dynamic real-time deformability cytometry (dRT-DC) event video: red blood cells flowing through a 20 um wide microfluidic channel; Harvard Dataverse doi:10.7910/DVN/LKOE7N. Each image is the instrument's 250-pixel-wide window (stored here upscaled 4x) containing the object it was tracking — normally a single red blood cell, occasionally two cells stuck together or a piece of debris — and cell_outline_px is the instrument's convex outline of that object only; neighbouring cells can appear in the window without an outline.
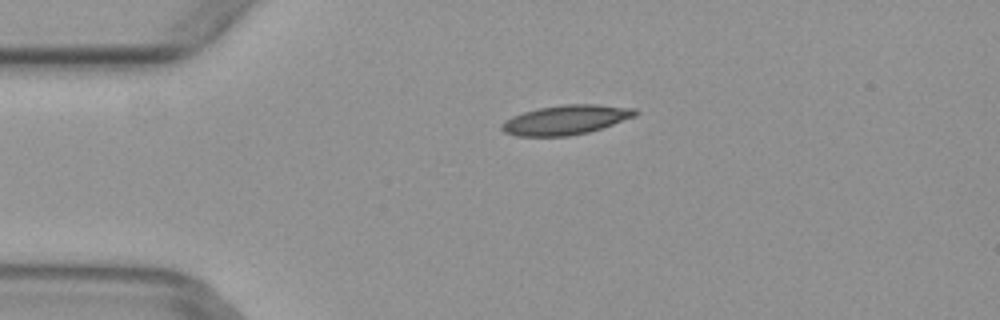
{"species": "common noctule bat (a hibernating species)", "species_latin": "Nyctalus noctula", "temperature_condition": "warm", "stored_images_in_passage": 4, "camera_frame_rate_fps": 3000, "um_per_image_px": 0.085, "animal": {"sex": "female", "body_mass_g": 29.2, "forearm_length_mm": 56.3}, "frame": {"image": 1, "passage_image": 3, "time_ms": 0.667, "image_size_px": [1000, 320], "cell_outline_px": [[640, 112], [636, 116], [588, 132], [568, 136], [516, 136], [504, 132], [500, 128], [500, 124], [504, 120], [512, 116], [524, 112], [540, 108], [564, 104], [596, 104], [636, 108]], "centroid_in_image_um": [48.09, 10.18], "position_along_channel_um": 36.9, "area_um2": 22.95}}